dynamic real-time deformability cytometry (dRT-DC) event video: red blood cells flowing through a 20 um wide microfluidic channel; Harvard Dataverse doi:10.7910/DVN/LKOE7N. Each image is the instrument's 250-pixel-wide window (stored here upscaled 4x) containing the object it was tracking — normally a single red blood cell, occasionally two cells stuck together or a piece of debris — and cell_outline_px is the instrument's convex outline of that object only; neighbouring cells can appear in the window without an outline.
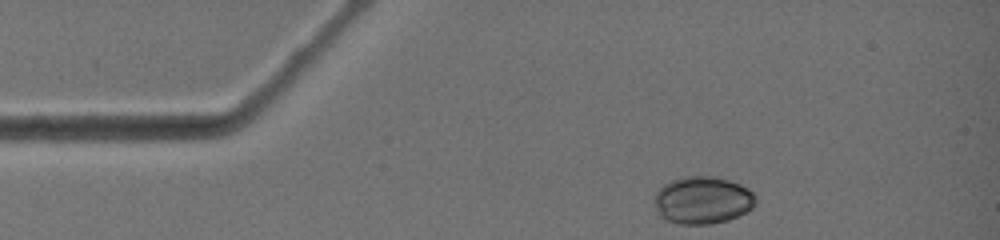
{"species": "common noctule bat (a hibernating species)", "species_latin": "Nyctalus noctula", "temperature_condition": "warm", "stored_images_in_passage": 1, "camera_frame_rate_fps": 3000, "um_per_image_px": 0.085, "animal": {"sex": "female", "body_mass_g": 19.0, "forearm_length_mm": 51.5}, "frame": {"image": 1, "passage_image": 1, "time_ms": 0.0, "image_size_px": [1000, 240], "cell_outline_px": [[756, 204], [752, 208], [728, 220], [712, 224], [680, 224], [668, 220], [660, 216], [656, 212], [652, 200], [656, 192], [664, 184], [672, 180], [684, 176], [716, 176], [740, 184], [748, 188], [756, 196]], "centroid_in_image_um": [59.7, 17.01], "position_along_channel_um": 25.3, "area_um2": 28.26}}